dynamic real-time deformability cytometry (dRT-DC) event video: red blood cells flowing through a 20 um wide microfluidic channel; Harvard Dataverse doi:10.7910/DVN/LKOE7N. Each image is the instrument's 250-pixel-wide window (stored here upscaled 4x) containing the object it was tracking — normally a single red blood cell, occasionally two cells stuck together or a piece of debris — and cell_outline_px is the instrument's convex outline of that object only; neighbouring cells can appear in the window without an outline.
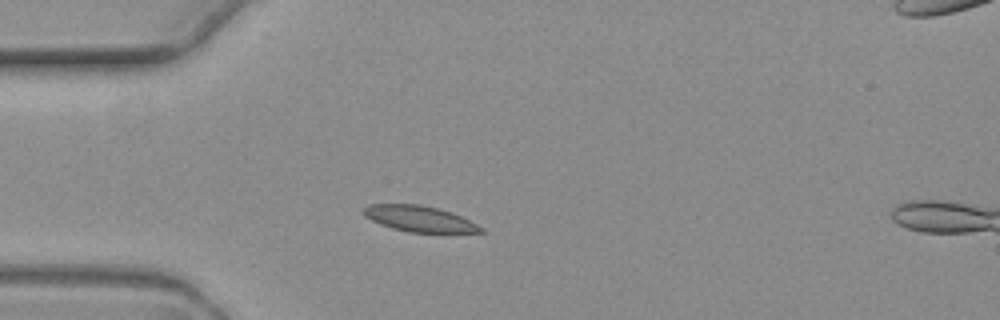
{"species": "common noctule bat (a hibernating species)", "species_latin": "Nyctalus noctula", "temperature_condition": "warm", "stored_images_in_passage": 6, "camera_frame_rate_fps": 3000, "um_per_image_px": 0.085, "animal": {"sex": "female", "body_mass_g": 19.3, "forearm_length_mm": 54.1}, "frame": {"image": 1, "passage_image": 2, "time_ms": 2.333, "image_size_px": [1000, 320], "cell_outline_px": [[484, 232], [408, 232], [392, 228], [380, 224], [364, 216], [364, 208], [368, 204], [420, 204], [452, 212], [484, 228]], "centroid_in_image_um": [35.62, 18.59], "position_along_channel_um": 49.4, "area_um2": 17.46}}
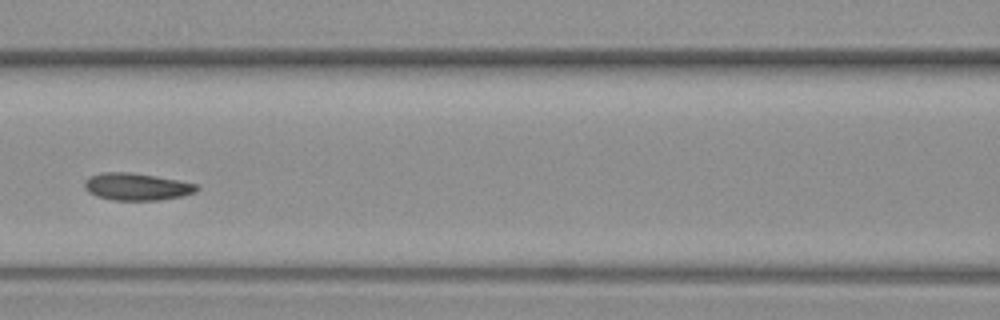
{"frame": {"image": 2, "passage_image": 5, "time_ms": 5.667, "image_size_px": [1000, 320], "cell_outline_px": [[200, 188], [196, 192], [184, 196], [160, 200], [112, 200], [96, 196], [88, 192], [84, 188], [84, 180], [88, 176], [100, 172], [132, 172], [180, 180], [200, 184]], "centroid_in_image_um": [11.64, 15.86], "position_along_channel_um": 155.0, "area_um2": 18.26}}
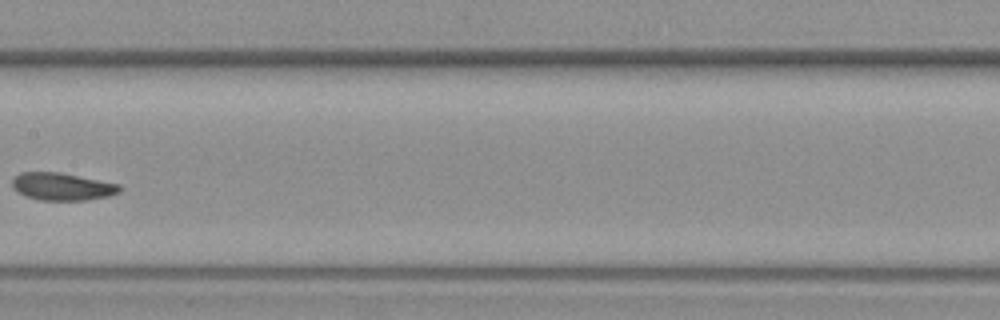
{"frame": {"image": 3, "passage_image": 6, "time_ms": 7.0, "image_size_px": [1000, 320], "cell_outline_px": [[120, 192], [108, 196], [84, 200], [40, 200], [24, 196], [12, 188], [12, 176], [20, 172], [60, 172], [120, 184]], "centroid_in_image_um": [5.23, 15.85], "position_along_channel_um": 202.2, "area_um2": 17.34}}